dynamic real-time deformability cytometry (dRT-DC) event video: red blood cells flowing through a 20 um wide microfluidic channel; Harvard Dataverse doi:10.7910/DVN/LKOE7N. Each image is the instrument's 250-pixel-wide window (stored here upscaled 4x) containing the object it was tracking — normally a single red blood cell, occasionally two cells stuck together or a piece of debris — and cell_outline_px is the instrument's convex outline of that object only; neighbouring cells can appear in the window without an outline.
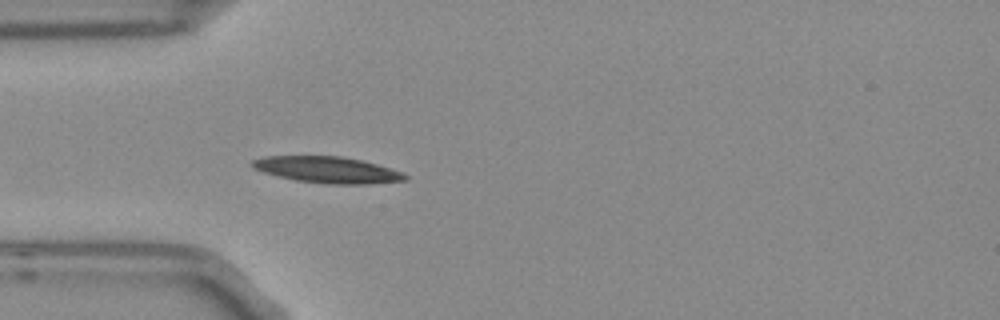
{"species": "Egyptian fruit bat (a non-hibernating species)", "species_latin": "Rousettus aegyptiacus", "temperature_condition": "room temperature", "stored_images_in_passage": 4, "camera_frame_rate_fps": 3000, "um_per_image_px": 0.085, "frame": {"image": 1, "passage_image": 4, "time_ms": 1.0, "image_size_px": [1000, 320], "cell_outline_px": [[408, 180], [368, 184], [324, 184], [296, 180], [276, 176], [252, 168], [248, 164], [252, 160], [264, 156], [340, 156], [360, 160], [376, 164], [400, 172], [408, 176]], "centroid_in_image_um": [27.76, 14.44], "position_along_channel_um": 57.2, "area_um2": 23.47}}